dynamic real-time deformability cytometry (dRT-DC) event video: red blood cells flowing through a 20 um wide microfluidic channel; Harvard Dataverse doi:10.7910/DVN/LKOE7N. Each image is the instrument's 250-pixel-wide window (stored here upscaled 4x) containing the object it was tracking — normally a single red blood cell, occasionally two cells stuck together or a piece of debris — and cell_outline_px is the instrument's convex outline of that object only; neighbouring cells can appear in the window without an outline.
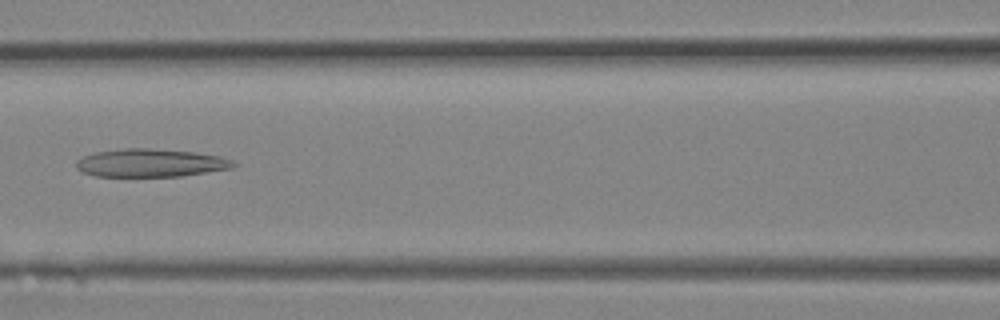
{"species": "Egyptian fruit bat (a non-hibernating species)", "species_latin": "Rousettus aegyptiacus", "temperature_condition": "room temperature", "stored_images_in_passage": 11, "camera_frame_rate_fps": 3000, "um_per_image_px": 0.085, "animal": {"sex": "female"}, "frame": {"image": 1, "passage_image": 8, "time_ms": 2.333, "image_size_px": [1000, 320], "cell_outline_px": [[240, 164], [232, 168], [180, 176], [96, 176], [84, 172], [76, 168], [76, 160], [80, 156], [96, 152], [124, 148], [148, 148], [196, 152], [220, 156], [232, 160]], "centroid_in_image_um": [12.81, 13.84], "position_along_channel_um": 153.8, "area_um2": 25.78}}
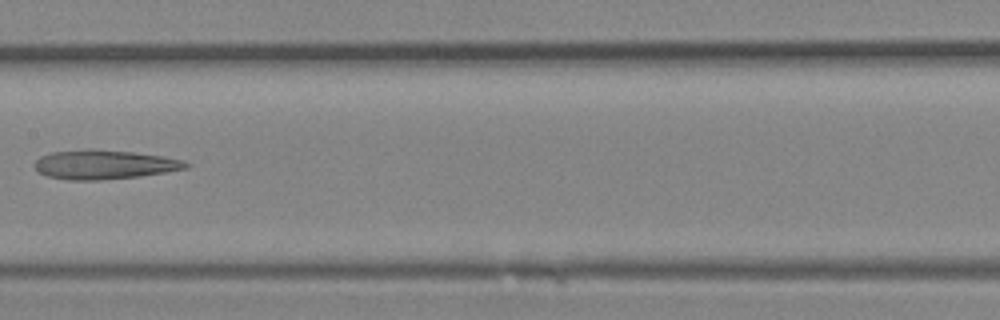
{"frame": {"image": 2, "passage_image": 10, "time_ms": 3.0, "image_size_px": [1000, 320], "cell_outline_px": [[192, 164], [188, 168], [168, 172], [140, 176], [100, 180], [68, 180], [48, 176], [40, 172], [32, 164], [40, 156], [52, 152], [88, 148], [92, 148], [132, 152], [164, 156], [184, 160]], "centroid_in_image_um": [8.89, 13.98], "position_along_channel_um": 198.5, "area_um2": 26.07}}